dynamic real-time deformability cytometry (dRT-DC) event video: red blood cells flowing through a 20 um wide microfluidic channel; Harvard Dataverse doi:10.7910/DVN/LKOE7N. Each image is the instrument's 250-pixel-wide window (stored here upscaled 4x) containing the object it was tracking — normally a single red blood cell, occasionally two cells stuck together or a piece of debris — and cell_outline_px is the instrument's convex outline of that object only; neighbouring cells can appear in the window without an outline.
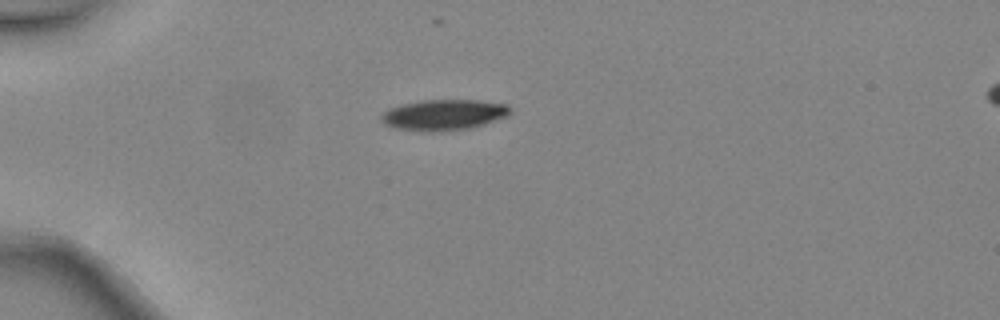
{"species": "common noctule bat (a hibernating species)", "species_latin": "Nyctalus noctula", "temperature_condition": "warm", "stored_images_in_passage": 2, "camera_frame_rate_fps": 3000, "um_per_image_px": 0.085, "animal": {"sex": "female", "body_mass_g": 24.6, "forearm_length_mm": 56.2}, "frame": {"image": 1, "passage_image": 1, "time_ms": 0.0, "image_size_px": [1000, 320], "cell_outline_px": [[512, 112], [508, 116], [484, 124], [468, 128], [432, 132], [424, 132], [396, 128], [384, 124], [380, 120], [380, 116], [388, 108], [404, 104], [424, 100], [476, 100], [508, 104], [512, 108]], "centroid_in_image_um": [37.73, 9.76], "position_along_channel_um": 47.3, "area_um2": 23.18}}